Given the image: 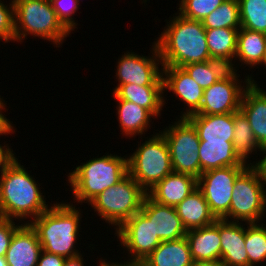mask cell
Segmentation results:
<instances>
[{
  "label": "cell",
  "instance_id": "37",
  "mask_svg": "<svg viewBox=\"0 0 266 266\" xmlns=\"http://www.w3.org/2000/svg\"><path fill=\"white\" fill-rule=\"evenodd\" d=\"M17 221L14 222L13 219L4 218L0 222V256L5 257L6 251L9 248L12 236L14 232L23 224Z\"/></svg>",
  "mask_w": 266,
  "mask_h": 266
},
{
  "label": "cell",
  "instance_id": "9",
  "mask_svg": "<svg viewBox=\"0 0 266 266\" xmlns=\"http://www.w3.org/2000/svg\"><path fill=\"white\" fill-rule=\"evenodd\" d=\"M175 120L160 130L169 146L173 172L188 174L198 179L200 139L197 131L186 118Z\"/></svg>",
  "mask_w": 266,
  "mask_h": 266
},
{
  "label": "cell",
  "instance_id": "39",
  "mask_svg": "<svg viewBox=\"0 0 266 266\" xmlns=\"http://www.w3.org/2000/svg\"><path fill=\"white\" fill-rule=\"evenodd\" d=\"M6 142L0 143V175L18 158Z\"/></svg>",
  "mask_w": 266,
  "mask_h": 266
},
{
  "label": "cell",
  "instance_id": "6",
  "mask_svg": "<svg viewBox=\"0 0 266 266\" xmlns=\"http://www.w3.org/2000/svg\"><path fill=\"white\" fill-rule=\"evenodd\" d=\"M145 137L128 157V174L146 191L173 172L170 150L163 134Z\"/></svg>",
  "mask_w": 266,
  "mask_h": 266
},
{
  "label": "cell",
  "instance_id": "22",
  "mask_svg": "<svg viewBox=\"0 0 266 266\" xmlns=\"http://www.w3.org/2000/svg\"><path fill=\"white\" fill-rule=\"evenodd\" d=\"M115 100H126L147 109L154 118L161 116L162 108L167 104L163 86L120 85L111 93Z\"/></svg>",
  "mask_w": 266,
  "mask_h": 266
},
{
  "label": "cell",
  "instance_id": "38",
  "mask_svg": "<svg viewBox=\"0 0 266 266\" xmlns=\"http://www.w3.org/2000/svg\"><path fill=\"white\" fill-rule=\"evenodd\" d=\"M7 103H5V100L3 97L1 98L0 95V136L3 137V135H10L14 134L16 131V128L13 125V122L10 121L4 114V112L8 111V108L6 109ZM4 111V112H3Z\"/></svg>",
  "mask_w": 266,
  "mask_h": 266
},
{
  "label": "cell",
  "instance_id": "2",
  "mask_svg": "<svg viewBox=\"0 0 266 266\" xmlns=\"http://www.w3.org/2000/svg\"><path fill=\"white\" fill-rule=\"evenodd\" d=\"M20 162L16 159L0 175V209L3 218L27 224L51 205L46 204L47 198L41 192V184Z\"/></svg>",
  "mask_w": 266,
  "mask_h": 266
},
{
  "label": "cell",
  "instance_id": "40",
  "mask_svg": "<svg viewBox=\"0 0 266 266\" xmlns=\"http://www.w3.org/2000/svg\"><path fill=\"white\" fill-rule=\"evenodd\" d=\"M65 261L66 258L61 255L42 250L38 258L37 266H64Z\"/></svg>",
  "mask_w": 266,
  "mask_h": 266
},
{
  "label": "cell",
  "instance_id": "13",
  "mask_svg": "<svg viewBox=\"0 0 266 266\" xmlns=\"http://www.w3.org/2000/svg\"><path fill=\"white\" fill-rule=\"evenodd\" d=\"M247 167L229 166L211 169L201 173L197 179V188L204 195L217 219H222L229 212L234 182Z\"/></svg>",
  "mask_w": 266,
  "mask_h": 266
},
{
  "label": "cell",
  "instance_id": "46",
  "mask_svg": "<svg viewBox=\"0 0 266 266\" xmlns=\"http://www.w3.org/2000/svg\"><path fill=\"white\" fill-rule=\"evenodd\" d=\"M261 67L264 66L265 70H266V51H265V54H264V57H263V60L261 62Z\"/></svg>",
  "mask_w": 266,
  "mask_h": 266
},
{
  "label": "cell",
  "instance_id": "10",
  "mask_svg": "<svg viewBox=\"0 0 266 266\" xmlns=\"http://www.w3.org/2000/svg\"><path fill=\"white\" fill-rule=\"evenodd\" d=\"M150 45V54L144 56L134 51H126L118 58L116 63L115 77L118 83L113 92L125 84H136L138 86H163L162 70L163 64L155 40ZM161 66V68H160Z\"/></svg>",
  "mask_w": 266,
  "mask_h": 266
},
{
  "label": "cell",
  "instance_id": "33",
  "mask_svg": "<svg viewBox=\"0 0 266 266\" xmlns=\"http://www.w3.org/2000/svg\"><path fill=\"white\" fill-rule=\"evenodd\" d=\"M241 28L266 34V0H238Z\"/></svg>",
  "mask_w": 266,
  "mask_h": 266
},
{
  "label": "cell",
  "instance_id": "30",
  "mask_svg": "<svg viewBox=\"0 0 266 266\" xmlns=\"http://www.w3.org/2000/svg\"><path fill=\"white\" fill-rule=\"evenodd\" d=\"M182 68L203 89L216 83L231 70L226 63L216 60L192 63Z\"/></svg>",
  "mask_w": 266,
  "mask_h": 266
},
{
  "label": "cell",
  "instance_id": "44",
  "mask_svg": "<svg viewBox=\"0 0 266 266\" xmlns=\"http://www.w3.org/2000/svg\"><path fill=\"white\" fill-rule=\"evenodd\" d=\"M191 266H223L220 261H200L193 260Z\"/></svg>",
  "mask_w": 266,
  "mask_h": 266
},
{
  "label": "cell",
  "instance_id": "1",
  "mask_svg": "<svg viewBox=\"0 0 266 266\" xmlns=\"http://www.w3.org/2000/svg\"><path fill=\"white\" fill-rule=\"evenodd\" d=\"M174 14L170 21L165 19L166 26L155 38L163 66L183 67L212 60L202 22Z\"/></svg>",
  "mask_w": 266,
  "mask_h": 266
},
{
  "label": "cell",
  "instance_id": "3",
  "mask_svg": "<svg viewBox=\"0 0 266 266\" xmlns=\"http://www.w3.org/2000/svg\"><path fill=\"white\" fill-rule=\"evenodd\" d=\"M71 202L50 203L45 212L29 222L37 233L42 250L65 258L81 254L75 245H78L79 230H82L83 212Z\"/></svg>",
  "mask_w": 266,
  "mask_h": 266
},
{
  "label": "cell",
  "instance_id": "29",
  "mask_svg": "<svg viewBox=\"0 0 266 266\" xmlns=\"http://www.w3.org/2000/svg\"><path fill=\"white\" fill-rule=\"evenodd\" d=\"M232 143L236 156L246 165L255 166L250 155L261 153L262 148L258 145L254 132L245 115L239 110L234 112V136ZM249 158V159H248ZM250 161V163H249Z\"/></svg>",
  "mask_w": 266,
  "mask_h": 266
},
{
  "label": "cell",
  "instance_id": "15",
  "mask_svg": "<svg viewBox=\"0 0 266 266\" xmlns=\"http://www.w3.org/2000/svg\"><path fill=\"white\" fill-rule=\"evenodd\" d=\"M141 212L152 222L154 234L161 241L178 240L185 237L187 230L175 207L159 204L146 195Z\"/></svg>",
  "mask_w": 266,
  "mask_h": 266
},
{
  "label": "cell",
  "instance_id": "24",
  "mask_svg": "<svg viewBox=\"0 0 266 266\" xmlns=\"http://www.w3.org/2000/svg\"><path fill=\"white\" fill-rule=\"evenodd\" d=\"M116 106L122 137L130 139L139 135L142 139V135L151 129V124L153 125L151 117L155 119L154 116L147 109L126 100H117Z\"/></svg>",
  "mask_w": 266,
  "mask_h": 266
},
{
  "label": "cell",
  "instance_id": "35",
  "mask_svg": "<svg viewBox=\"0 0 266 266\" xmlns=\"http://www.w3.org/2000/svg\"><path fill=\"white\" fill-rule=\"evenodd\" d=\"M9 1L6 4L4 0H0V41L4 43L15 42L14 2Z\"/></svg>",
  "mask_w": 266,
  "mask_h": 266
},
{
  "label": "cell",
  "instance_id": "41",
  "mask_svg": "<svg viewBox=\"0 0 266 266\" xmlns=\"http://www.w3.org/2000/svg\"><path fill=\"white\" fill-rule=\"evenodd\" d=\"M261 152L262 153H260V155L262 154V156H260V157H262V158H260L258 161L256 159L255 167L260 172L262 182L266 188V148H263Z\"/></svg>",
  "mask_w": 266,
  "mask_h": 266
},
{
  "label": "cell",
  "instance_id": "14",
  "mask_svg": "<svg viewBox=\"0 0 266 266\" xmlns=\"http://www.w3.org/2000/svg\"><path fill=\"white\" fill-rule=\"evenodd\" d=\"M163 91L175 94L178 101L184 103L179 118L195 114L201 106L204 89L201 88L182 67H162ZM186 106V108H185ZM185 109V110H184ZM184 111V112H183Z\"/></svg>",
  "mask_w": 266,
  "mask_h": 266
},
{
  "label": "cell",
  "instance_id": "16",
  "mask_svg": "<svg viewBox=\"0 0 266 266\" xmlns=\"http://www.w3.org/2000/svg\"><path fill=\"white\" fill-rule=\"evenodd\" d=\"M250 75V85L243 93L239 110L247 118L258 145L263 149L266 148V91Z\"/></svg>",
  "mask_w": 266,
  "mask_h": 266
},
{
  "label": "cell",
  "instance_id": "19",
  "mask_svg": "<svg viewBox=\"0 0 266 266\" xmlns=\"http://www.w3.org/2000/svg\"><path fill=\"white\" fill-rule=\"evenodd\" d=\"M196 188L195 177L172 172L149 190L147 195L159 204L176 207Z\"/></svg>",
  "mask_w": 266,
  "mask_h": 266
},
{
  "label": "cell",
  "instance_id": "8",
  "mask_svg": "<svg viewBox=\"0 0 266 266\" xmlns=\"http://www.w3.org/2000/svg\"><path fill=\"white\" fill-rule=\"evenodd\" d=\"M265 214L266 188L258 169L248 166L234 182L229 212L222 219L261 223L265 220Z\"/></svg>",
  "mask_w": 266,
  "mask_h": 266
},
{
  "label": "cell",
  "instance_id": "18",
  "mask_svg": "<svg viewBox=\"0 0 266 266\" xmlns=\"http://www.w3.org/2000/svg\"><path fill=\"white\" fill-rule=\"evenodd\" d=\"M42 251L36 231L23 223L12 236L5 254L8 266H37Z\"/></svg>",
  "mask_w": 266,
  "mask_h": 266
},
{
  "label": "cell",
  "instance_id": "20",
  "mask_svg": "<svg viewBox=\"0 0 266 266\" xmlns=\"http://www.w3.org/2000/svg\"><path fill=\"white\" fill-rule=\"evenodd\" d=\"M185 237L189 243L191 257L193 260H221L219 219L211 225L188 230Z\"/></svg>",
  "mask_w": 266,
  "mask_h": 266
},
{
  "label": "cell",
  "instance_id": "47",
  "mask_svg": "<svg viewBox=\"0 0 266 266\" xmlns=\"http://www.w3.org/2000/svg\"><path fill=\"white\" fill-rule=\"evenodd\" d=\"M129 266H144L142 263H129Z\"/></svg>",
  "mask_w": 266,
  "mask_h": 266
},
{
  "label": "cell",
  "instance_id": "27",
  "mask_svg": "<svg viewBox=\"0 0 266 266\" xmlns=\"http://www.w3.org/2000/svg\"><path fill=\"white\" fill-rule=\"evenodd\" d=\"M189 243L186 237L178 240L162 241L141 263L144 266H191Z\"/></svg>",
  "mask_w": 266,
  "mask_h": 266
},
{
  "label": "cell",
  "instance_id": "17",
  "mask_svg": "<svg viewBox=\"0 0 266 266\" xmlns=\"http://www.w3.org/2000/svg\"><path fill=\"white\" fill-rule=\"evenodd\" d=\"M221 260L223 266H248L245 223L219 219Z\"/></svg>",
  "mask_w": 266,
  "mask_h": 266
},
{
  "label": "cell",
  "instance_id": "7",
  "mask_svg": "<svg viewBox=\"0 0 266 266\" xmlns=\"http://www.w3.org/2000/svg\"><path fill=\"white\" fill-rule=\"evenodd\" d=\"M147 192L127 174L114 186L97 195L89 204L102 221L115 231L129 218L141 211Z\"/></svg>",
  "mask_w": 266,
  "mask_h": 266
},
{
  "label": "cell",
  "instance_id": "32",
  "mask_svg": "<svg viewBox=\"0 0 266 266\" xmlns=\"http://www.w3.org/2000/svg\"><path fill=\"white\" fill-rule=\"evenodd\" d=\"M201 22L205 29H240L239 1L225 0Z\"/></svg>",
  "mask_w": 266,
  "mask_h": 266
},
{
  "label": "cell",
  "instance_id": "26",
  "mask_svg": "<svg viewBox=\"0 0 266 266\" xmlns=\"http://www.w3.org/2000/svg\"><path fill=\"white\" fill-rule=\"evenodd\" d=\"M201 173L217 168L229 166H248L235 154L232 142L224 141H200L198 150Z\"/></svg>",
  "mask_w": 266,
  "mask_h": 266
},
{
  "label": "cell",
  "instance_id": "43",
  "mask_svg": "<svg viewBox=\"0 0 266 266\" xmlns=\"http://www.w3.org/2000/svg\"><path fill=\"white\" fill-rule=\"evenodd\" d=\"M99 258V261H97V266H129V263H122V262H114V261H110V260H107L105 258ZM106 260V261H105ZM99 262V263H98ZM99 264V265H98Z\"/></svg>",
  "mask_w": 266,
  "mask_h": 266
},
{
  "label": "cell",
  "instance_id": "42",
  "mask_svg": "<svg viewBox=\"0 0 266 266\" xmlns=\"http://www.w3.org/2000/svg\"><path fill=\"white\" fill-rule=\"evenodd\" d=\"M84 256L82 254H79L74 257L66 258V261L64 263V266H86L84 261Z\"/></svg>",
  "mask_w": 266,
  "mask_h": 266
},
{
  "label": "cell",
  "instance_id": "31",
  "mask_svg": "<svg viewBox=\"0 0 266 266\" xmlns=\"http://www.w3.org/2000/svg\"><path fill=\"white\" fill-rule=\"evenodd\" d=\"M245 245L248 254V266H264L266 262V225L245 223ZM263 262V263H262Z\"/></svg>",
  "mask_w": 266,
  "mask_h": 266
},
{
  "label": "cell",
  "instance_id": "23",
  "mask_svg": "<svg viewBox=\"0 0 266 266\" xmlns=\"http://www.w3.org/2000/svg\"><path fill=\"white\" fill-rule=\"evenodd\" d=\"M265 51L266 34L245 28H240L237 36V49L235 59L233 61V70L238 71L239 66L243 67L242 69H244V67L246 66H248L250 69H252V67H257L259 69ZM236 60L237 63H235ZM256 65H258L259 67Z\"/></svg>",
  "mask_w": 266,
  "mask_h": 266
},
{
  "label": "cell",
  "instance_id": "34",
  "mask_svg": "<svg viewBox=\"0 0 266 266\" xmlns=\"http://www.w3.org/2000/svg\"><path fill=\"white\" fill-rule=\"evenodd\" d=\"M225 0H180L177 13L190 20L202 21Z\"/></svg>",
  "mask_w": 266,
  "mask_h": 266
},
{
  "label": "cell",
  "instance_id": "12",
  "mask_svg": "<svg viewBox=\"0 0 266 266\" xmlns=\"http://www.w3.org/2000/svg\"><path fill=\"white\" fill-rule=\"evenodd\" d=\"M114 235L128 254L127 261L122 263H141L162 242L154 234L152 222L141 211L124 222Z\"/></svg>",
  "mask_w": 266,
  "mask_h": 266
},
{
  "label": "cell",
  "instance_id": "11",
  "mask_svg": "<svg viewBox=\"0 0 266 266\" xmlns=\"http://www.w3.org/2000/svg\"><path fill=\"white\" fill-rule=\"evenodd\" d=\"M236 70L204 89L200 109L195 114H228L239 111L245 89L250 85L249 73L242 80ZM243 83V84H242Z\"/></svg>",
  "mask_w": 266,
  "mask_h": 266
},
{
  "label": "cell",
  "instance_id": "48",
  "mask_svg": "<svg viewBox=\"0 0 266 266\" xmlns=\"http://www.w3.org/2000/svg\"><path fill=\"white\" fill-rule=\"evenodd\" d=\"M3 215H2V212H1V209H0V222L3 220Z\"/></svg>",
  "mask_w": 266,
  "mask_h": 266
},
{
  "label": "cell",
  "instance_id": "45",
  "mask_svg": "<svg viewBox=\"0 0 266 266\" xmlns=\"http://www.w3.org/2000/svg\"><path fill=\"white\" fill-rule=\"evenodd\" d=\"M0 266H8L5 257L0 256Z\"/></svg>",
  "mask_w": 266,
  "mask_h": 266
},
{
  "label": "cell",
  "instance_id": "25",
  "mask_svg": "<svg viewBox=\"0 0 266 266\" xmlns=\"http://www.w3.org/2000/svg\"><path fill=\"white\" fill-rule=\"evenodd\" d=\"M175 208L187 231L211 225L217 220L198 188L194 189Z\"/></svg>",
  "mask_w": 266,
  "mask_h": 266
},
{
  "label": "cell",
  "instance_id": "36",
  "mask_svg": "<svg viewBox=\"0 0 266 266\" xmlns=\"http://www.w3.org/2000/svg\"><path fill=\"white\" fill-rule=\"evenodd\" d=\"M58 19L70 31L78 27L73 16L79 10L80 3L77 0H50ZM77 26V27H76Z\"/></svg>",
  "mask_w": 266,
  "mask_h": 266
},
{
  "label": "cell",
  "instance_id": "5",
  "mask_svg": "<svg viewBox=\"0 0 266 266\" xmlns=\"http://www.w3.org/2000/svg\"><path fill=\"white\" fill-rule=\"evenodd\" d=\"M15 41L23 42L27 35L50 41L54 47L63 45L71 32L62 24L50 0H13Z\"/></svg>",
  "mask_w": 266,
  "mask_h": 266
},
{
  "label": "cell",
  "instance_id": "28",
  "mask_svg": "<svg viewBox=\"0 0 266 266\" xmlns=\"http://www.w3.org/2000/svg\"><path fill=\"white\" fill-rule=\"evenodd\" d=\"M239 29H206L207 45L212 60L226 63L233 70Z\"/></svg>",
  "mask_w": 266,
  "mask_h": 266
},
{
  "label": "cell",
  "instance_id": "4",
  "mask_svg": "<svg viewBox=\"0 0 266 266\" xmlns=\"http://www.w3.org/2000/svg\"><path fill=\"white\" fill-rule=\"evenodd\" d=\"M127 155L122 157L108 152L73 167L75 169L66 175L67 185L74 196L71 204H89L97 195L121 181L128 174Z\"/></svg>",
  "mask_w": 266,
  "mask_h": 266
},
{
  "label": "cell",
  "instance_id": "21",
  "mask_svg": "<svg viewBox=\"0 0 266 266\" xmlns=\"http://www.w3.org/2000/svg\"><path fill=\"white\" fill-rule=\"evenodd\" d=\"M196 129L200 141L232 142L234 113L192 114L186 118Z\"/></svg>",
  "mask_w": 266,
  "mask_h": 266
}]
</instances>
